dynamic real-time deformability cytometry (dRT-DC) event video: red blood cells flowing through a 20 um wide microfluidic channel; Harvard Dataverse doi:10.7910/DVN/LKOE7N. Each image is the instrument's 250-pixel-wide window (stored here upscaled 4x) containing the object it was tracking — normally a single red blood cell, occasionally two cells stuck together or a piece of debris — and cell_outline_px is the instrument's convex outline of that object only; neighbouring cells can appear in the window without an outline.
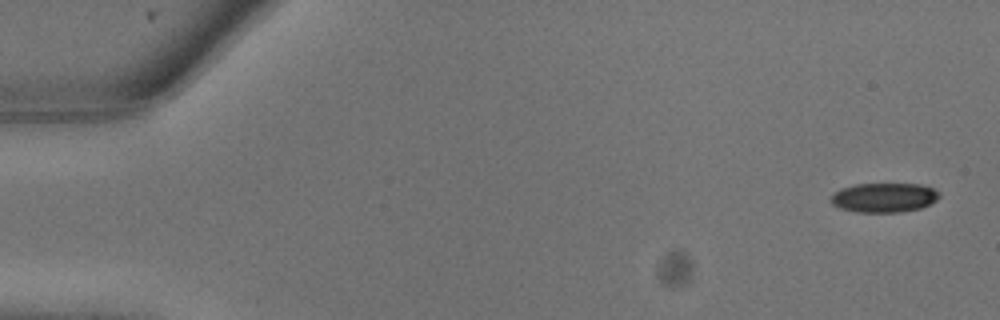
{"species": "common noctule bat (a hibernating species)", "species_latin": "Nyctalus noctula", "temperature_condition": "warm", "stored_images_in_passage": 3, "camera_frame_rate_fps": 3000, "um_per_image_px": 0.085, "animal": {"sex": "male", "body_mass_g": 13.3}, "frame": {"image": 1, "passage_image": 1, "time_ms": 0.0, "image_size_px": [1000, 320], "cell_outline_px": [[940, 196], [936, 200], [920, 208], [900, 212], [856, 212], [840, 208], [832, 204], [832, 196], [840, 188], [856, 184], [920, 184], [932, 188], [940, 192]], "centroid_in_image_um": [75.15, 16.79], "position_along_channel_um": 9.8, "area_um2": 18.44}}